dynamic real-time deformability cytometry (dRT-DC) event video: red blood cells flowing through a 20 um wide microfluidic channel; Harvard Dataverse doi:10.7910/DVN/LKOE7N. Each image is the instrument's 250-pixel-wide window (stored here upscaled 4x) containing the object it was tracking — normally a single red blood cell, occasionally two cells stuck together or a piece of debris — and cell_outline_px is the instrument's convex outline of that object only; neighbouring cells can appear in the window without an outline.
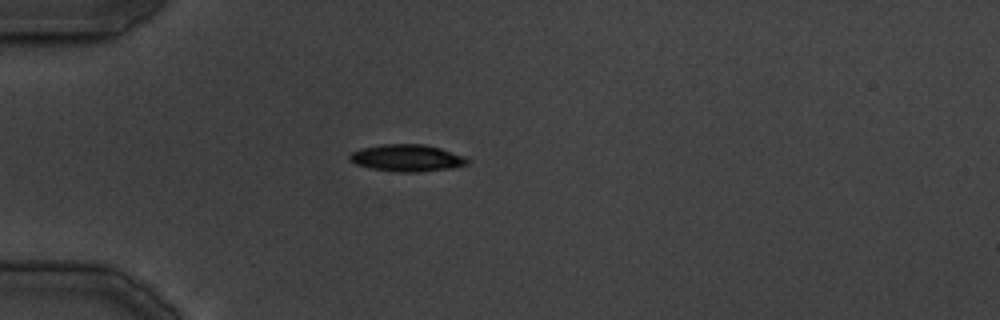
{"species": "common noctule bat (a hibernating species)", "species_latin": "Nyctalus noctula", "temperature_condition": "cold", "stored_images_in_passage": 13, "camera_frame_rate_fps": 3000, "um_per_image_px": 0.085, "animal": {"sex": "male", "body_mass_g": 19.5, "forearm_length_mm": 54.6}, "frame": {"image": 1, "passage_image": 6, "time_ms": 5.667, "image_size_px": [1000, 320], "cell_outline_px": [[472, 160], [468, 164], [452, 168], [420, 172], [396, 172], [372, 168], [356, 164], [348, 160], [348, 156], [352, 152], [360, 148], [380, 144], [424, 144], [440, 148], [468, 156]], "centroid_in_image_um": [34.64, 13.42], "position_along_channel_um": 50.4, "area_um2": 18.84}}